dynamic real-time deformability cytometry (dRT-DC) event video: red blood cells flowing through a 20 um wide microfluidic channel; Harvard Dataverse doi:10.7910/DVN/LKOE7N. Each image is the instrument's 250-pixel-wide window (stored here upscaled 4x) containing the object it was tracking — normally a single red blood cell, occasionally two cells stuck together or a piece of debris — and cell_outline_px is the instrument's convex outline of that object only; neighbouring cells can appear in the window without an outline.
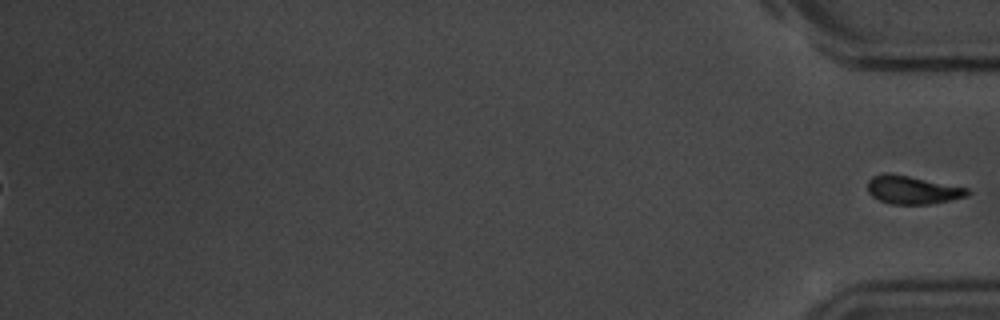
{"species": "common noctule bat (a hibernating species)", "species_latin": "Nyctalus noctula", "temperature_condition": "room temperature", "stored_images_in_passage": 58, "segment_of_instrument_passage": [2, 2], "camera_frame_rate_fps": 3000, "um_per_image_px": 0.085, "animal": {"sex": "male", "body_mass_g": 20.1, "forearm_length_mm": 53.5}, "frame": {"image": 1, "passage_image": 58, "time_ms": 19.0, "image_size_px": [1000, 320], "cell_outline_px": [[968, 196], [952, 200], [932, 204], [892, 204], [880, 200], [872, 196], [868, 192], [868, 180], [872, 176], [908, 176], [968, 188]], "centroid_in_image_um": [77.61, 16.19], "position_along_channel_um": 357.6, "area_um2": 15.78}}